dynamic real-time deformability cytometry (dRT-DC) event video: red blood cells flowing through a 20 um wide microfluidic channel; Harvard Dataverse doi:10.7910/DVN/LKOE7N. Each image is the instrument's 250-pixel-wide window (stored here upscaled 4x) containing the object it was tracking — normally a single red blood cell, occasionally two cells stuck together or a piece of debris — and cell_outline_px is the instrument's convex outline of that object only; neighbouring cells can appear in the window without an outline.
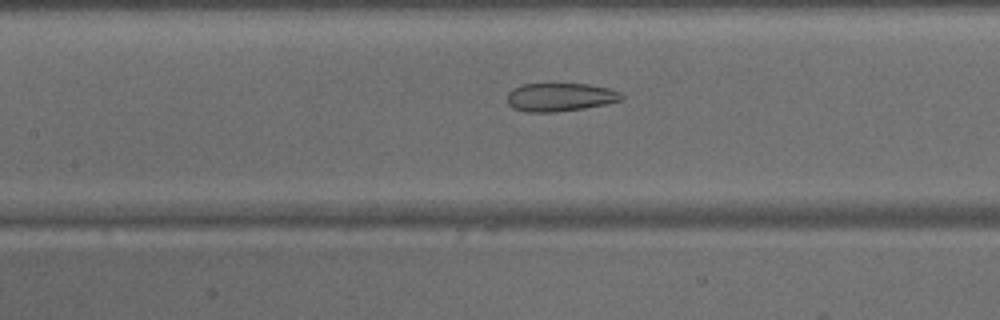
{"species": "common noctule bat (a hibernating species)", "species_latin": "Nyctalus noctula", "temperature_condition": "warm", "stored_images_in_passage": 48, "camera_frame_rate_fps": 3000, "um_per_image_px": 0.085, "animal": {"sex": "male", "body_mass_g": 15.6}, "frame": {"image": 1, "passage_image": 22, "time_ms": 7.0, "image_size_px": [1000, 320], "cell_outline_px": [[624, 100], [608, 104], [584, 108], [556, 112], [528, 112], [512, 108], [508, 104], [508, 92], [512, 88], [520, 84], [588, 84], [608, 88], [620, 92], [624, 96]], "centroid_in_image_um": [47.62, 8.26], "position_along_channel_um": 159.8, "area_um2": 19.07}}
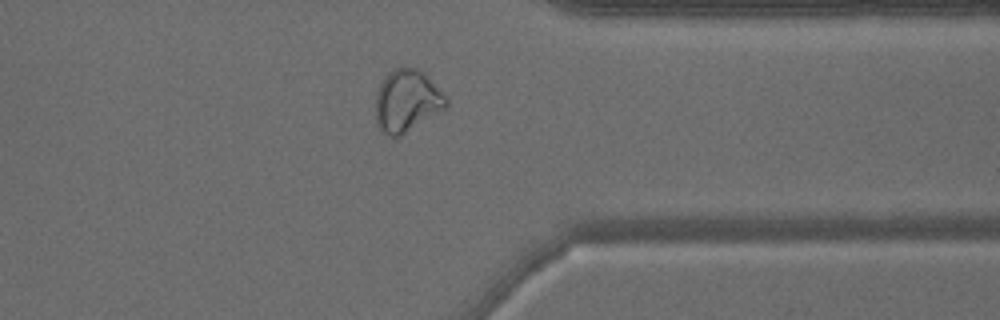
{"frame": {"image": 2, "passage_image": 38, "time_ms": 12.333, "image_size_px": [1000, 320], "cell_outline_px": [[448, 104], [444, 108], [400, 136], [388, 136], [376, 124], [376, 92], [384, 76], [388, 72], [396, 68], [416, 68], [448, 100]], "centroid_in_image_um": [34.51, 8.59], "position_along_channel_um": 376.9, "area_um2": 24.62}}
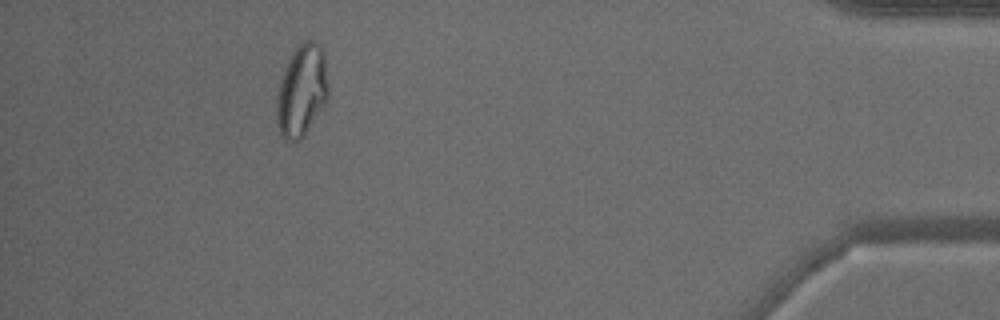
{"frame": {"image": 3, "passage_image": 44, "time_ms": 14.333, "image_size_px": [1000, 320], "cell_outline_px": [[328, 100], [304, 136], [300, 140], [284, 140], [280, 136], [276, 124], [276, 104], [280, 80], [284, 68], [296, 44], [304, 40], [316, 40], [320, 44], [324, 52], [328, 84]], "centroid_in_image_um": [25.65, 7.69], "position_along_channel_um": 409.6, "area_um2": 28.26}}